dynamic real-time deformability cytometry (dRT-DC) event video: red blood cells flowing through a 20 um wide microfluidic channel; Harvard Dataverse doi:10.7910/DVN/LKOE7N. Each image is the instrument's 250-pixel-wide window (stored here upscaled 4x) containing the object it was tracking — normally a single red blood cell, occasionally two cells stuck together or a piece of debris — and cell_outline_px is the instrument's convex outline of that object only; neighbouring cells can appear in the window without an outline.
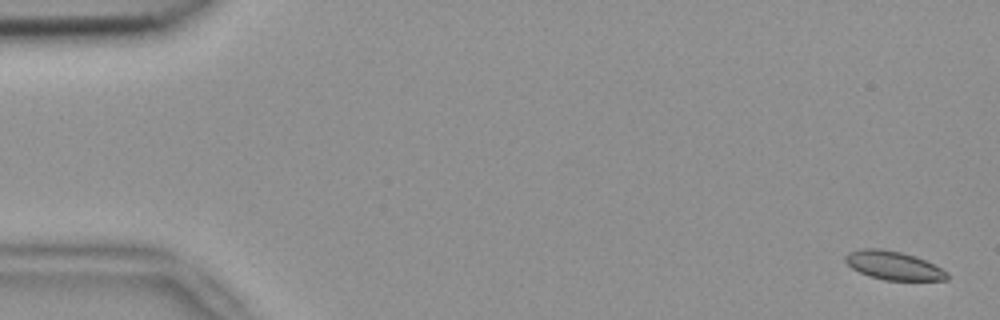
{"species": "common noctule bat (a hibernating species)", "species_latin": "Nyctalus noctula", "temperature_condition": "room temperature", "stored_images_in_passage": 5, "camera_frame_rate_fps": 3000, "um_per_image_px": 0.085, "animal": {"sex": "female", "body_mass_g": 18.4}, "frame": {"image": 1, "passage_image": 1, "time_ms": 0.0, "image_size_px": [1000, 320], "cell_outline_px": [[948, 280], [884, 280], [868, 276], [852, 268], [844, 260], [844, 256], [848, 252], [860, 248], [880, 248], [900, 252], [916, 256], [948, 272]], "centroid_in_image_um": [75.91, 22.56], "position_along_channel_um": 9.1, "area_um2": 16.94}}
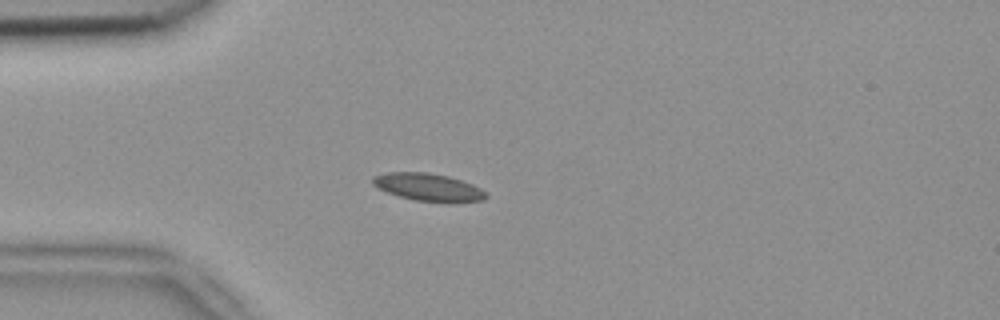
{"frame": {"image": 2, "passage_image": 4, "time_ms": 1.0, "image_size_px": [1000, 320], "cell_outline_px": [[488, 196], [484, 200], [448, 204], [416, 200], [400, 196], [376, 188], [372, 184], [372, 176], [384, 172], [428, 172], [448, 176], [472, 184], [488, 192]], "centroid_in_image_um": [36.43, 15.92], "position_along_channel_um": 48.6, "area_um2": 18.67}}